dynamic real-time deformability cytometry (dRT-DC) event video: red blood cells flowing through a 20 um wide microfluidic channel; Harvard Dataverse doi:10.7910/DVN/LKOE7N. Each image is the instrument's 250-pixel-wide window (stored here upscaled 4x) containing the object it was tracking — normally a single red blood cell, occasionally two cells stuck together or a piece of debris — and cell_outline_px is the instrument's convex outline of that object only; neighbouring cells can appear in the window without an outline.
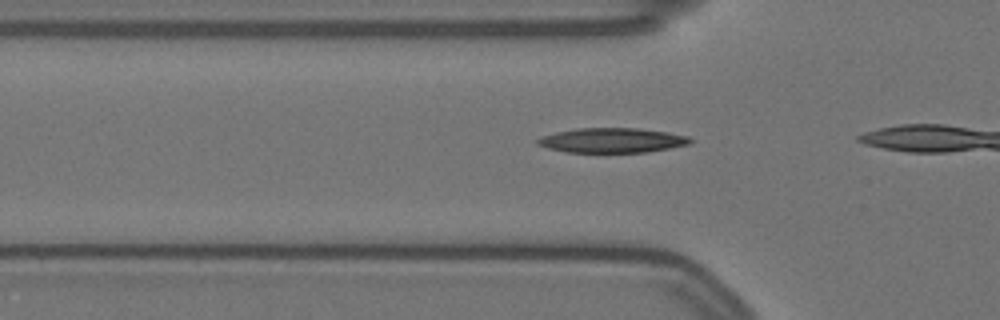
{"species": "Egyptian fruit bat (a non-hibernating species)", "species_latin": "Rousettus aegyptiacus", "temperature_condition": "warm", "stored_images_in_passage": 5, "camera_frame_rate_fps": 3000, "um_per_image_px": 0.085, "animal": {"sex": "female"}, "frame": {"image": 1, "passage_image": 2, "time_ms": 0.333, "image_size_px": [1000, 320], "cell_outline_px": [[692, 140], [688, 144], [648, 152], [564, 152], [548, 148], [536, 144], [536, 140], [544, 136], [556, 132], [576, 128], [636, 128], [668, 132], [688, 136]], "centroid_in_image_um": [52.01, 11.93], "position_along_channel_um": 73.8, "area_um2": 21.85}}